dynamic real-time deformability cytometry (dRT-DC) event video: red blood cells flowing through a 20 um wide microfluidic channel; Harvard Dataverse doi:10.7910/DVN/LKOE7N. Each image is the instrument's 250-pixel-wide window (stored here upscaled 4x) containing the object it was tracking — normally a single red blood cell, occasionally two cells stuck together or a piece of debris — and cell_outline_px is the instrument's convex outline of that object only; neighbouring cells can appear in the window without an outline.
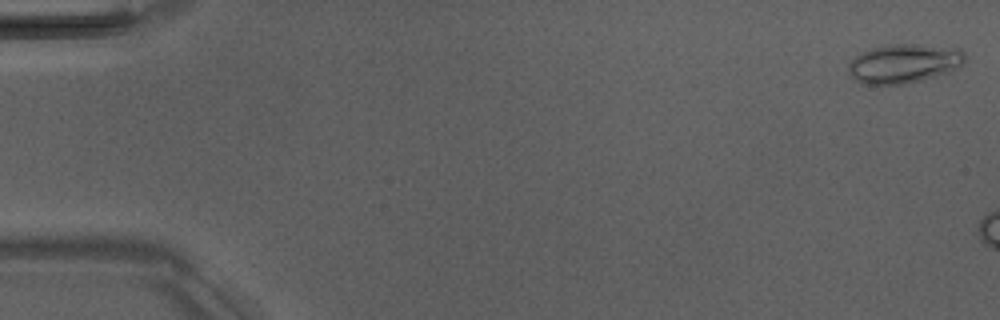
{"species": "Egyptian fruit bat (a non-hibernating species)", "species_latin": "Rousettus aegyptiacus", "temperature_condition": "room temperature", "stored_images_in_passage": 3, "camera_frame_rate_fps": 3000, "um_per_image_px": 0.085, "animal": {"sex": "male"}, "frame": {"image": 1, "passage_image": 1, "time_ms": 0.0, "image_size_px": [1000, 320], "cell_outline_px": [[964, 64], [924, 80], [908, 84], [860, 84], [848, 76], [848, 64], [856, 56], [872, 48], [888, 44], [916, 44], [960, 48], [964, 52]], "centroid_in_image_um": [76.79, 5.4], "position_along_channel_um": 8.2, "area_um2": 26.59}}